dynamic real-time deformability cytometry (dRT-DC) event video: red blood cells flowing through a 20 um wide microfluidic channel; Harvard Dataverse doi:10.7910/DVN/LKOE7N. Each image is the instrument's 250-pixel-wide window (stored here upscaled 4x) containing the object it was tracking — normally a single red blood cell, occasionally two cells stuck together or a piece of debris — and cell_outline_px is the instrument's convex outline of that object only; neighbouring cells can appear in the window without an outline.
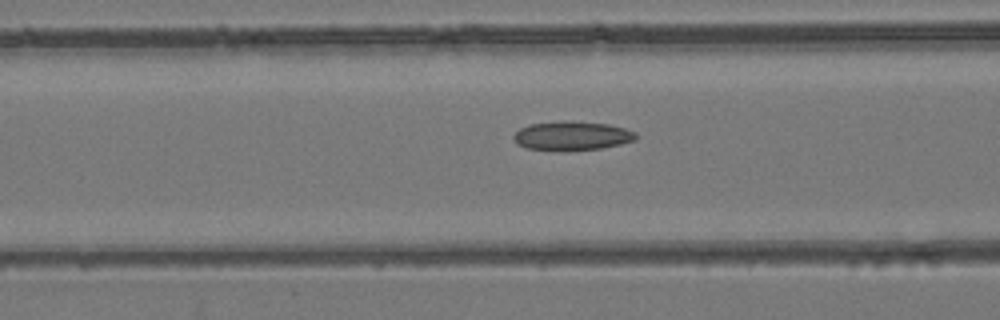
{"species": "common noctule bat (a hibernating species)", "species_latin": "Nyctalus noctula", "temperature_condition": "room temperature", "stored_images_in_passage": 48, "camera_frame_rate_fps": 3000, "um_per_image_px": 0.085, "animal": {"sex": "female", "body_mass_g": 24.6, "forearm_length_mm": 56.2}, "frame": {"image": 1, "passage_image": 19, "time_ms": 6.0, "image_size_px": [1000, 320], "cell_outline_px": [[636, 140], [620, 144], [600, 148], [560, 152], [524, 148], [516, 144], [512, 136], [520, 128], [528, 124], [608, 124], [624, 128], [636, 132]], "centroid_in_image_um": [48.58, 11.62], "position_along_channel_um": 118.0, "area_um2": 19.94}}
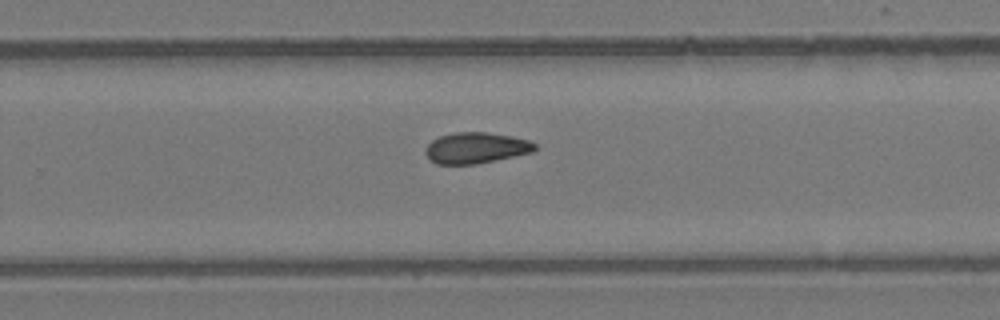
{"frame": {"image": 2, "passage_image": 31, "time_ms": 10.0, "image_size_px": [1000, 320], "cell_outline_px": [[536, 148], [532, 152], [496, 160], [476, 164], [436, 164], [424, 152], [424, 148], [432, 140], [440, 136], [456, 132], [488, 132], [512, 136], [528, 140], [536, 144]], "centroid_in_image_um": [40.45, 12.57], "position_along_channel_um": 289.4, "area_um2": 19.71}}
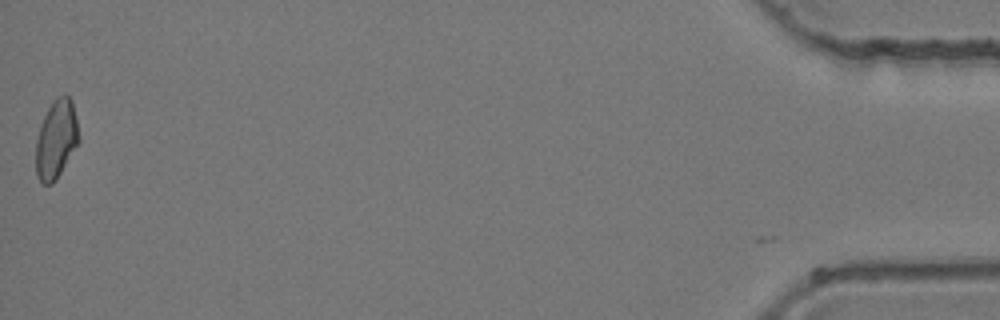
{"frame": {"image": 3, "passage_image": 48, "time_ms": 15.667, "image_size_px": [1000, 320], "cell_outline_px": [[80, 140], [56, 180], [52, 184], [40, 184], [36, 176], [36, 140], [44, 116], [52, 100], [56, 96], [64, 92], [72, 100], [80, 136]], "centroid_in_image_um": [4.78, 11.83], "position_along_channel_um": 430.4, "area_um2": 19.88}}